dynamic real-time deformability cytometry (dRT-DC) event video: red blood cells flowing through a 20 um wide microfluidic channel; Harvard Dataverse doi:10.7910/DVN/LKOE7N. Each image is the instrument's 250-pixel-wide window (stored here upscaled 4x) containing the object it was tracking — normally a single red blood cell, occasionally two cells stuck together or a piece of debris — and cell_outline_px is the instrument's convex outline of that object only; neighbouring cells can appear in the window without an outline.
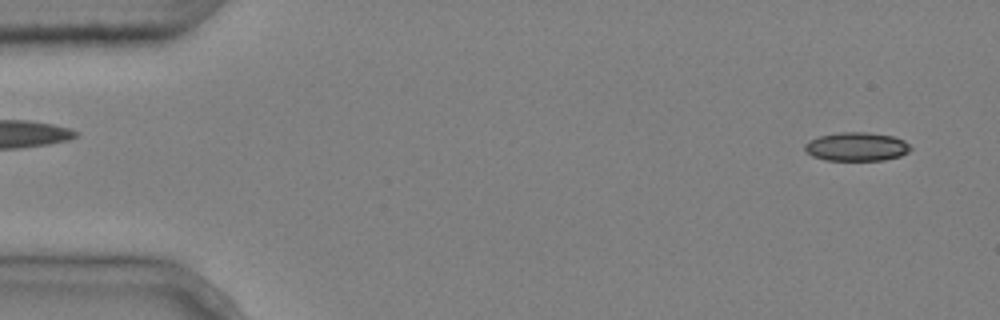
{"species": "common noctule bat (a hibernating species)", "species_latin": "Nyctalus noctula", "temperature_condition": "cold", "stored_images_in_passage": 5, "segment_of_instrument_passage": [2, 2], "camera_frame_rate_fps": 3000, "um_per_image_px": 0.085, "animal": {"sex": "male", "body_mass_g": 20.4}, "frame": {"image": 1, "passage_image": 5, "time_ms": 1.333, "image_size_px": [1000, 320], "cell_outline_px": [[912, 148], [908, 152], [900, 156], [884, 160], [824, 160], [812, 156], [804, 152], [804, 144], [808, 140], [820, 136], [840, 132], [868, 132], [892, 136], [904, 140]], "centroid_in_image_um": [72.77, 12.47], "position_along_channel_um": 12.2, "area_um2": 17.8}}